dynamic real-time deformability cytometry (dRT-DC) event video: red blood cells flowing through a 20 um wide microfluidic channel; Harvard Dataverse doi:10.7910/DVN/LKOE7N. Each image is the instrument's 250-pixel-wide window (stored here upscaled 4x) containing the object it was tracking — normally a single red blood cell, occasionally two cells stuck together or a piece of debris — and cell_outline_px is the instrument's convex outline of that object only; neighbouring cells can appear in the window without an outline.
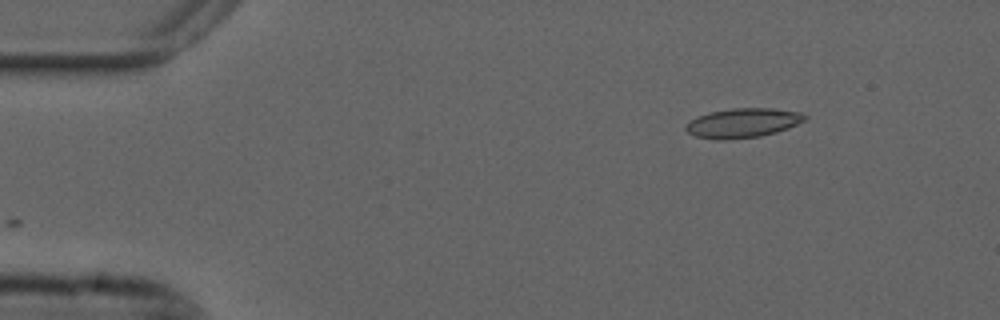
{"species": "common noctule bat (a hibernating species)", "species_latin": "Nyctalus noctula", "temperature_condition": "cold", "stored_images_in_passage": 49, "camera_frame_rate_fps": 3000, "um_per_image_px": 0.085, "animal": {"sex": "male", "forearm_length_mm": 52.5}, "frame": {"image": 1, "passage_image": 1, "time_ms": 0.0, "image_size_px": [1000, 320], "cell_outline_px": [[808, 120], [788, 128], [776, 132], [760, 136], [728, 140], [716, 140], [696, 136], [688, 132], [684, 128], [684, 124], [696, 116], [712, 112], [732, 108], [772, 108], [800, 112], [808, 116]], "centroid_in_image_um": [63.15, 10.45], "position_along_channel_um": 21.9, "area_um2": 20.63}}
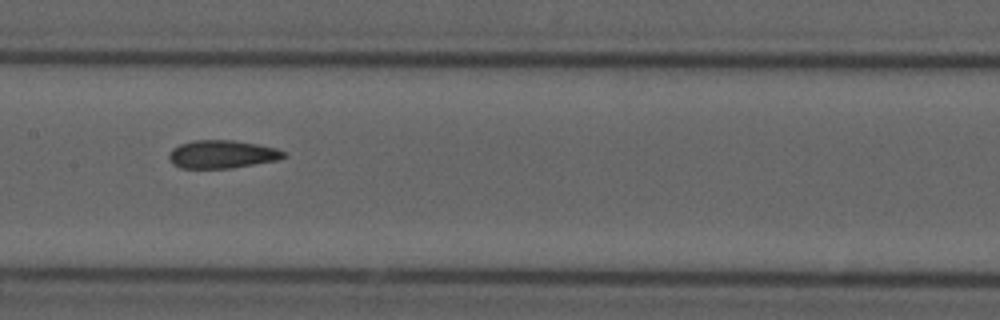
{"frame": {"image": 2, "passage_image": 21, "time_ms": 6.667, "image_size_px": [1000, 320], "cell_outline_px": [[288, 156], [276, 160], [232, 168], [180, 168], [172, 164], [168, 156], [172, 148], [180, 144], [196, 140], [236, 140], [276, 148], [284, 152]], "centroid_in_image_um": [18.86, 13.11], "position_along_channel_um": 188.5, "area_um2": 18.73}}
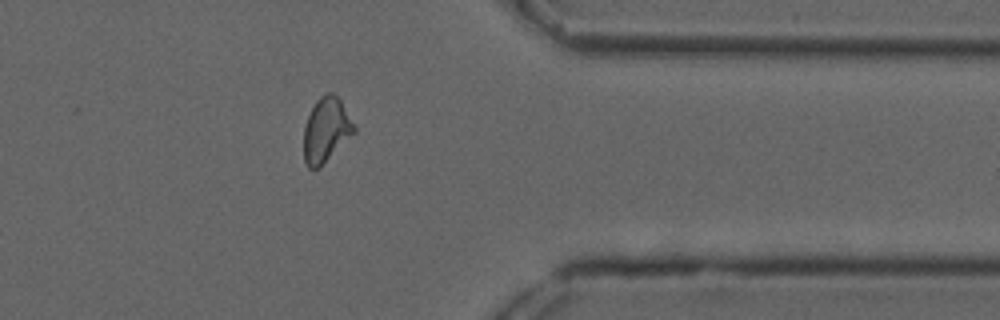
{"frame": {"image": 3, "passage_image": 38, "time_ms": 12.333, "image_size_px": [1000, 320], "cell_outline_px": [[356, 132], [316, 168], [308, 168], [304, 160], [304, 128], [308, 116], [316, 100], [324, 92], [332, 92], [340, 100], [356, 128]], "centroid_in_image_um": [27.71, 11.0], "position_along_channel_um": 383.7, "area_um2": 18.44}, "authors_computed_cell_mechanics": {"area_um2": 19.0162, "velocity_mm_per_s": 3.6831, "shape_relaxation_time_tau1_ms": null, "shape_relaxation_time_tau2_ms": 2.8109, "deformation_change_tau1": null, "deformation_change_tau2": 0.0836}}